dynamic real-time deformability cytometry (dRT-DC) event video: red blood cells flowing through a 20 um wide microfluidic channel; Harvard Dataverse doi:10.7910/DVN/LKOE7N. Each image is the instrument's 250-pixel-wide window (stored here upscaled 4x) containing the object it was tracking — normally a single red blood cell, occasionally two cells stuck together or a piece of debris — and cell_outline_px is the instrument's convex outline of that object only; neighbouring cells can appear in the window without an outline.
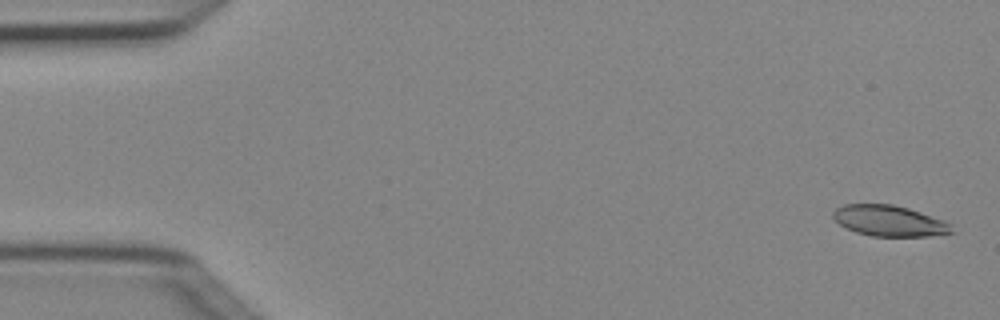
{"species": "Egyptian fruit bat (a non-hibernating species)", "species_latin": "Rousettus aegyptiacus", "temperature_condition": "cold", "stored_images_in_passage": 4, "camera_frame_rate_fps": 3000, "um_per_image_px": 0.085, "animal": {"sex": "female"}, "frame": {"image": 1, "passage_image": 1, "time_ms": 0.0, "image_size_px": [1000, 320], "cell_outline_px": [[956, 232], [928, 236], [872, 236], [856, 232], [840, 224], [832, 216], [832, 212], [836, 208], [844, 204], [892, 204], [908, 208], [944, 220], [952, 224]], "centroid_in_image_um": [75.62, 18.77], "position_along_channel_um": 9.4, "area_um2": 21.33}}
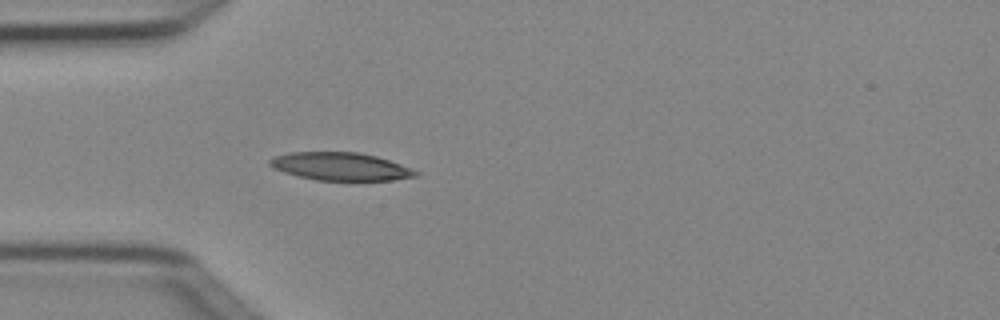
{"frame": {"image": 2, "passage_image": 4, "time_ms": 1.0, "image_size_px": [1000, 320], "cell_outline_px": [[420, 172], [416, 176], [392, 180], [316, 180], [284, 172], [268, 164], [268, 160], [276, 156], [288, 152], [356, 152], [376, 156], [412, 168]], "centroid_in_image_um": [28.95, 14.14], "position_along_channel_um": 56.0, "area_um2": 23.47}}